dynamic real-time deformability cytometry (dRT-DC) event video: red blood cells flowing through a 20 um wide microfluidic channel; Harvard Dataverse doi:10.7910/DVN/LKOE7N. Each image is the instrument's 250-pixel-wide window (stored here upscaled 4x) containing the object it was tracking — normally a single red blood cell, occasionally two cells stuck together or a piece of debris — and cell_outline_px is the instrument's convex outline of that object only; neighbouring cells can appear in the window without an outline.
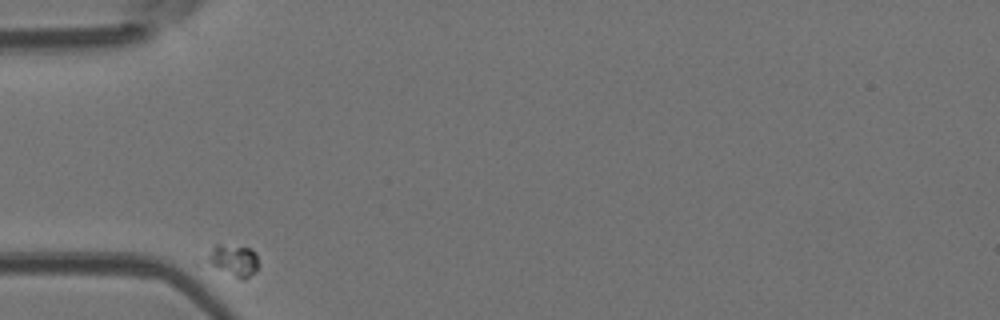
{"species": "Egyptian fruit bat (a non-hibernating species)", "species_latin": "Rousettus aegyptiacus", "temperature_condition": "room temperature", "stored_images_in_passage": 4, "camera_frame_rate_fps": 3000, "um_per_image_px": 0.085, "animal": {"sex": "female"}, "frame": {"image": 1, "passage_image": 1, "time_ms": 0.0, "image_size_px": [1000, 320], "cell_outline_px": [[260, 264], [256, 272], [244, 280], [240, 280], [196, 268], [196, 264], [216, 244], [220, 244], [252, 248], [256, 252]], "centroid_in_image_um": [19.59, 22.23], "position_along_channel_um": 65.4, "area_um2": 11.56}}